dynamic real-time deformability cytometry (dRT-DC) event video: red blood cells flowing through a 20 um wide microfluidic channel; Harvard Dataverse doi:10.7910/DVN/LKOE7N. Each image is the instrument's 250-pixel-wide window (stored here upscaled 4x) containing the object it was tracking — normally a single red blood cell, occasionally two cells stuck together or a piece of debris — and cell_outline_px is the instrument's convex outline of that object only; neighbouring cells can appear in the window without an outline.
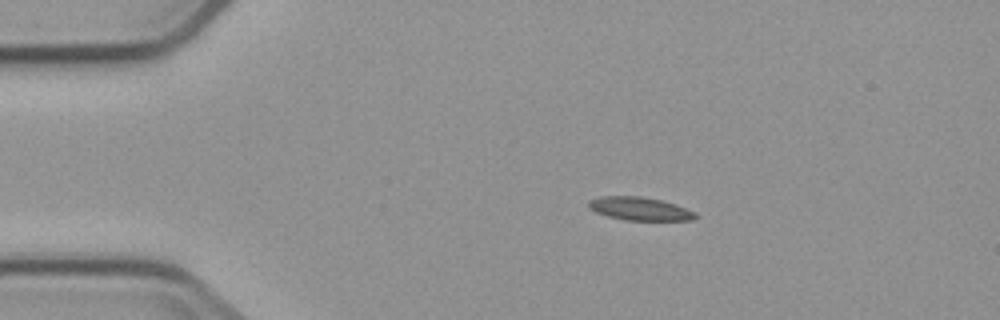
{"species": "common noctule bat (a hibernating species)", "species_latin": "Nyctalus noctula", "temperature_condition": "cold", "stored_images_in_passage": 9, "camera_frame_rate_fps": 3000, "um_per_image_px": 0.085, "animal": {"sex": "male", "body_mass_g": 23.1, "forearm_length_mm": 52.7}, "frame": {"image": 1, "passage_image": 4, "time_ms": 3.333, "image_size_px": [1000, 320], "cell_outline_px": [[696, 216], [692, 220], [624, 220], [608, 216], [596, 212], [588, 208], [588, 200], [600, 196], [640, 196], [660, 200], [676, 204], [696, 212]], "centroid_in_image_um": [54.35, 17.74], "position_along_channel_um": 30.7, "area_um2": 14.45}}
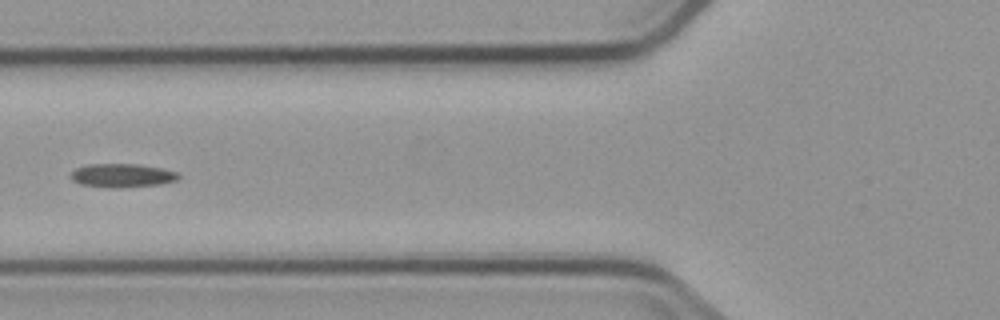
{"frame": {"image": 2, "passage_image": 7, "time_ms": 7.0, "image_size_px": [1000, 320], "cell_outline_px": [[180, 176], [176, 180], [160, 184], [120, 188], [112, 188], [80, 184], [72, 180], [72, 172], [76, 168], [88, 164], [136, 164], [160, 168], [176, 172]], "centroid_in_image_um": [10.36, 14.92], "position_along_channel_um": 115.4, "area_um2": 14.68}}
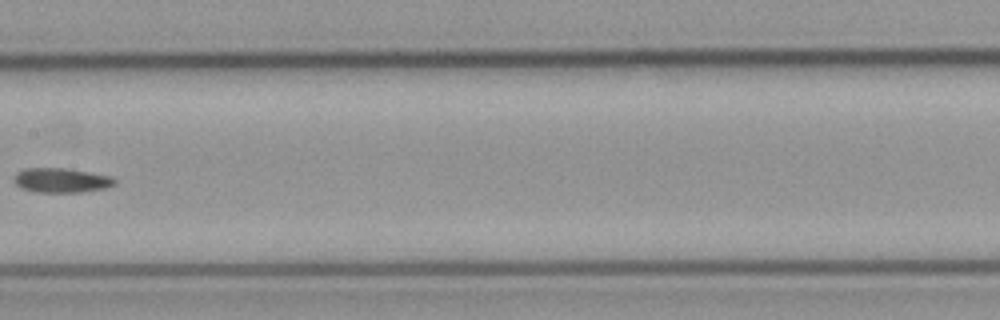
{"frame": {"image": 3, "passage_image": 9, "time_ms": 9.333, "image_size_px": [1000, 320], "cell_outline_px": [[116, 184], [108, 188], [80, 192], [36, 192], [20, 188], [12, 180], [16, 172], [24, 168], [64, 168], [112, 176], [116, 180]], "centroid_in_image_um": [5.2, 15.33], "position_along_channel_um": 202.2, "area_um2": 14.57}}